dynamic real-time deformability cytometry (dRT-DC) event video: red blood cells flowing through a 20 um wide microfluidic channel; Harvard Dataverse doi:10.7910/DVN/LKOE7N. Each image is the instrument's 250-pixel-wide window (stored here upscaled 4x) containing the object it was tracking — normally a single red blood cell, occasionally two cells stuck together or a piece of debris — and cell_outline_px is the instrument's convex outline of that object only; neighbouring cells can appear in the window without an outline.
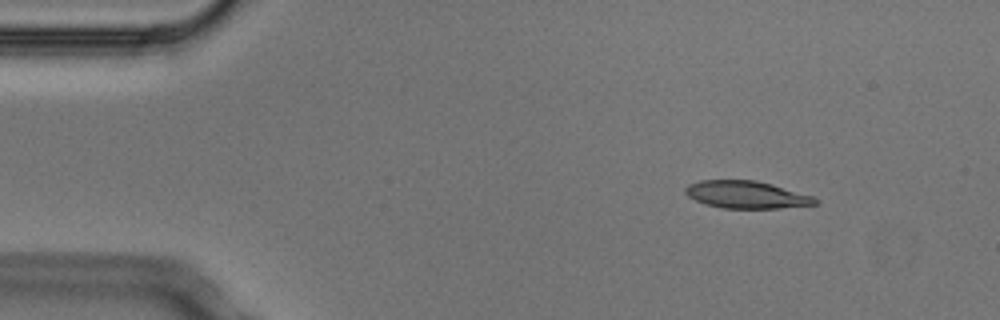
{"species": "Egyptian fruit bat (a non-hibernating species)", "species_latin": "Rousettus aegyptiacus", "temperature_condition": "cold", "stored_images_in_passage": 3, "camera_frame_rate_fps": 3000, "um_per_image_px": 0.085, "animal": {"sex": "male"}, "frame": {"image": 1, "passage_image": 1, "time_ms": 0.0, "image_size_px": [1000, 320], "cell_outline_px": [[820, 200], [816, 204], [780, 208], [724, 208], [704, 204], [688, 196], [684, 192], [684, 188], [688, 184], [700, 180], [756, 180], [772, 184], [812, 196]], "centroid_in_image_um": [63.42, 16.54], "position_along_channel_um": 21.6, "area_um2": 20.69}}
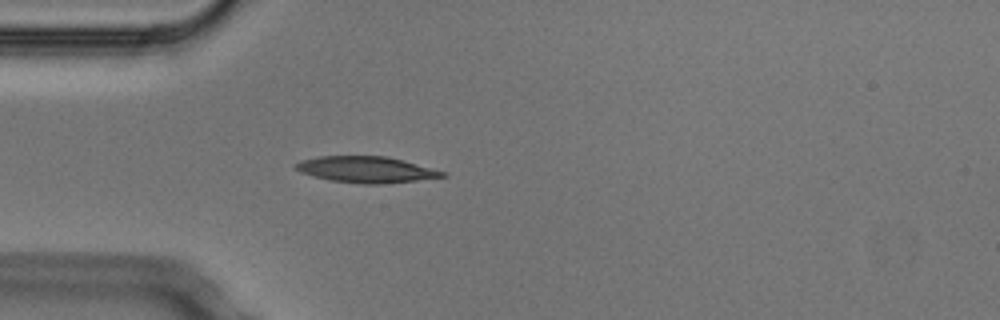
{"frame": {"image": 2, "passage_image": 3, "time_ms": 0.667, "image_size_px": [1000, 320], "cell_outline_px": [[448, 176], [416, 180], [380, 184], [364, 184], [332, 180], [312, 176], [300, 172], [296, 168], [296, 164], [300, 160], [320, 156], [388, 156], [448, 172]], "centroid_in_image_um": [31.17, 14.4], "position_along_channel_um": 53.8, "area_um2": 22.31}}